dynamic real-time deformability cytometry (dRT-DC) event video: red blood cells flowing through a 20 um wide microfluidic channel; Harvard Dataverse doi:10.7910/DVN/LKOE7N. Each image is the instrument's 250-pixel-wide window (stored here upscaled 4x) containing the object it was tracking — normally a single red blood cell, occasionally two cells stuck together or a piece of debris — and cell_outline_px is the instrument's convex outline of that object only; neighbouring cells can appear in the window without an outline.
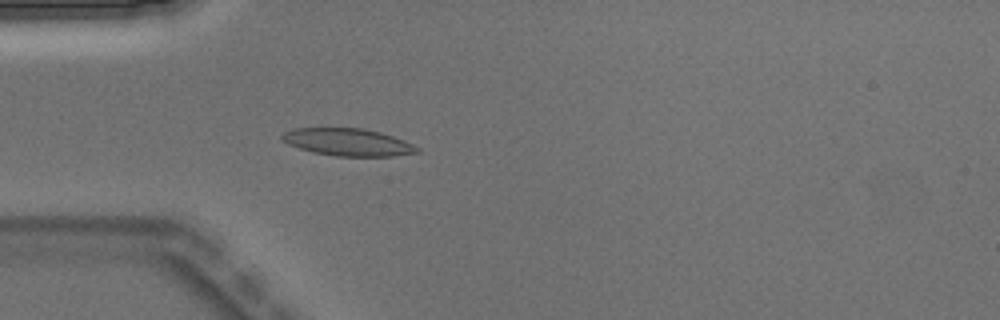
{"species": "Egyptian fruit bat (a non-hibernating species)", "species_latin": "Rousettus aegyptiacus", "temperature_condition": "warm", "stored_images_in_passage": 4, "camera_frame_rate_fps": 3000, "um_per_image_px": 0.085, "animal": {"sex": "male"}, "frame": {"image": 1, "passage_image": 4, "time_ms": 1.0, "image_size_px": [1000, 320], "cell_outline_px": [[420, 152], [392, 156], [336, 156], [312, 152], [288, 144], [280, 136], [284, 132], [292, 128], [364, 128], [380, 132], [404, 140], [420, 148]], "centroid_in_image_um": [29.58, 12.08], "position_along_channel_um": 55.4, "area_um2": 21.5}}